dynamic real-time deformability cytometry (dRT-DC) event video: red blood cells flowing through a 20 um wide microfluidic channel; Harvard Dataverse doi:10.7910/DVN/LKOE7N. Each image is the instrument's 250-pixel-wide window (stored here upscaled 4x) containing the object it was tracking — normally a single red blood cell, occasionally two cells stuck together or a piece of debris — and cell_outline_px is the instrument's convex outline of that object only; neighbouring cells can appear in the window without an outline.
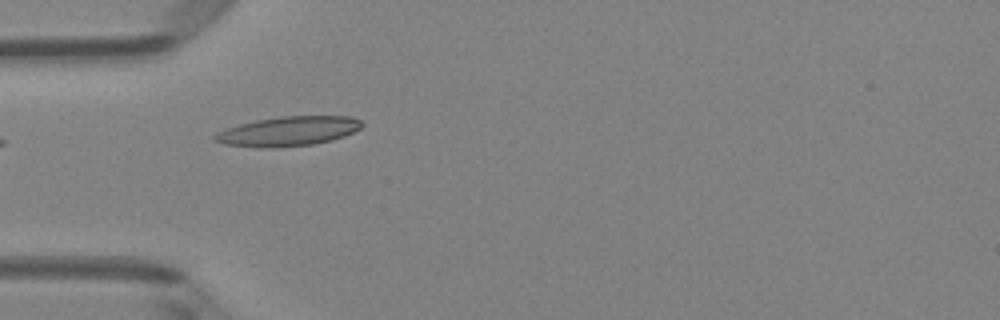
{"species": "Egyptian fruit bat (a non-hibernating species)", "species_latin": "Rousettus aegyptiacus", "temperature_condition": "room temperature", "stored_images_in_passage": 4, "camera_frame_rate_fps": 3000, "um_per_image_px": 0.085, "animal": {"sex": "female"}, "frame": {"image": 1, "passage_image": 1, "time_ms": 0.0, "image_size_px": [1000, 320], "cell_outline_px": [[364, 124], [360, 128], [344, 136], [332, 140], [312, 144], [276, 148], [256, 148], [224, 144], [212, 140], [212, 136], [228, 128], [240, 124], [256, 120], [280, 116], [352, 116], [360, 120]], "centroid_in_image_um": [24.49, 11.16], "position_along_channel_um": 60.5, "area_um2": 25.37}}